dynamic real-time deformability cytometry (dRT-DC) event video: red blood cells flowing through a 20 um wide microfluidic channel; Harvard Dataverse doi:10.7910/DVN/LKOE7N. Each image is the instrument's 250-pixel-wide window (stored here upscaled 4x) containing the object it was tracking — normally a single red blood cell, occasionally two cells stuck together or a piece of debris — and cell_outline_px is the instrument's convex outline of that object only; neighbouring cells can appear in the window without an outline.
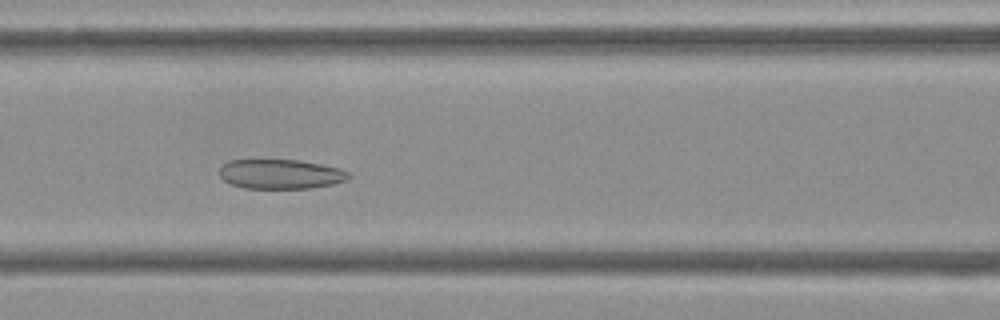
{"species": "Egyptian fruit bat (a non-hibernating species)", "species_latin": "Rousettus aegyptiacus", "temperature_condition": "cold", "stored_images_in_passage": 50, "camera_frame_rate_fps": 3000, "um_per_image_px": 0.085, "frame": {"image": 1, "passage_image": 19, "time_ms": 6.0, "image_size_px": [1000, 320], "cell_outline_px": [[352, 176], [348, 180], [332, 184], [312, 188], [244, 188], [232, 184], [224, 180], [220, 176], [220, 168], [228, 160], [296, 160], [320, 164], [340, 168], [348, 172]], "centroid_in_image_um": [23.87, 14.8], "position_along_channel_um": 142.7, "area_um2": 22.2}}
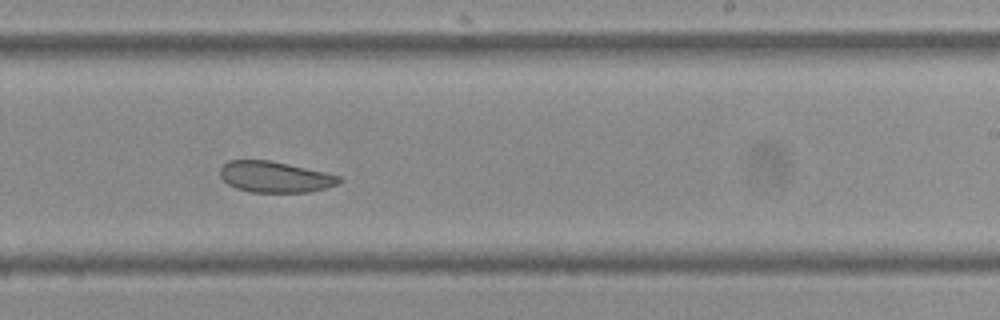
{"frame": {"image": 2, "passage_image": 29, "time_ms": 9.333, "image_size_px": [1000, 320], "cell_outline_px": [[344, 180], [336, 184], [324, 188], [308, 192], [252, 192], [236, 188], [228, 184], [220, 176], [220, 168], [228, 160], [272, 160], [324, 172], [340, 176]], "centroid_in_image_um": [23.36, 15.03], "position_along_channel_um": 265.6, "area_um2": 21.44}}
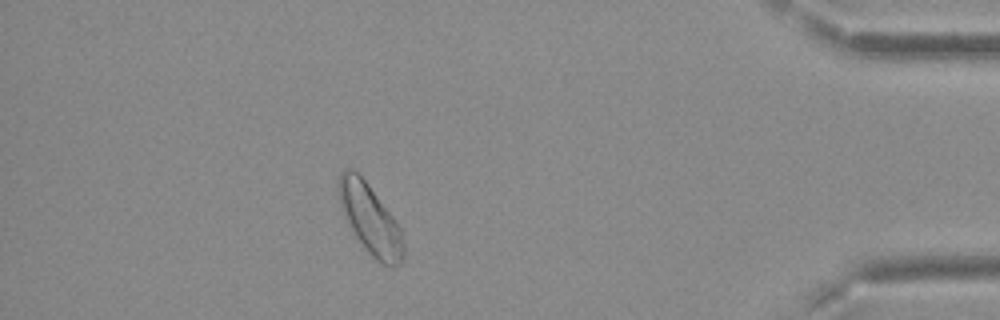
{"frame": {"image": 3, "passage_image": 44, "time_ms": 14.333, "image_size_px": [1000, 320], "cell_outline_px": [[404, 256], [400, 264], [396, 268], [392, 268], [376, 260], [368, 252], [356, 236], [348, 224], [344, 216], [340, 204], [336, 188], [336, 184], [340, 172], [344, 168], [352, 168], [368, 184], [396, 220], [400, 228], [404, 248]], "centroid_in_image_um": [31.44, 18.62], "position_along_channel_um": 403.8, "area_um2": 26.47}, "authors_computed_cell_mechanics": {"area_um2": 24.4205, "velocity_mm_per_s": 3.6886, "shape_relaxation_time_tau1_ms": null, "shape_relaxation_time_tau2_ms": 4.4788, "deformation_change_tau1": null, "deformation_change_tau2": 0.0838}}